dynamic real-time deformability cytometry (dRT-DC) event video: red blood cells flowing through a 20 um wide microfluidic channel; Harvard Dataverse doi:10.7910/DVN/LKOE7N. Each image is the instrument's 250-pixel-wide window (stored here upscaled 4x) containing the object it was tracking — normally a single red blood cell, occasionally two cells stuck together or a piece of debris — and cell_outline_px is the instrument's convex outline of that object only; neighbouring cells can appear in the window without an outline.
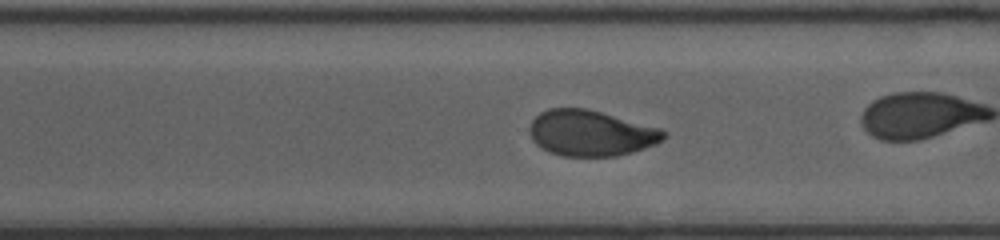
{"species": "human", "species_latin": "Homo sapiens", "temperature_condition": "cold", "stored_images_in_passage": 43, "camera_frame_rate_fps": 3000, "um_per_image_px": 0.085, "donor": {"sex": "female"}, "frame": {"image": 1, "passage_image": 37, "time_ms": 12.0, "image_size_px": [1000, 240], "cell_outline_px": [[668, 132], [656, 144], [616, 156], [560, 156], [548, 152], [536, 144], [532, 140], [528, 132], [528, 128], [532, 120], [540, 112], [548, 108], [588, 108], [660, 128]], "centroid_in_image_um": [50.17, 11.3], "position_along_channel_um": 320.4, "area_um2": 35.89}}